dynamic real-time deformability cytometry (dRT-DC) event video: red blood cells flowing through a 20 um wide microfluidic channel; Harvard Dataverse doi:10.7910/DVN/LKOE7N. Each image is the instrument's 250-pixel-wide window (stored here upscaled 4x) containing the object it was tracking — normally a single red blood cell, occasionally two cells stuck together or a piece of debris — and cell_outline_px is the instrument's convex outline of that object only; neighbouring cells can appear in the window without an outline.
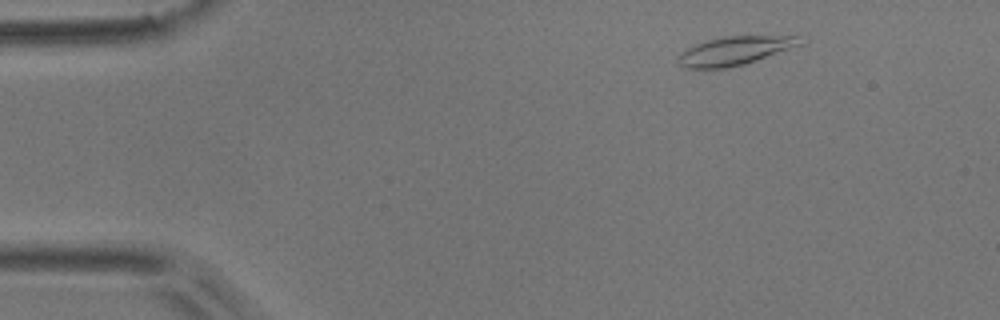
{"species": "common noctule bat (a hibernating species)", "species_latin": "Nyctalus noctula", "temperature_condition": "room temperature", "stored_images_in_passage": 4, "camera_frame_rate_fps": 3000, "um_per_image_px": 0.085, "animal": {"sex": "male", "body_mass_g": 17.9}, "frame": {"image": 1, "passage_image": 2, "time_ms": 0.333, "image_size_px": [1000, 320], "cell_outline_px": [[808, 36], [804, 44], [744, 64], [728, 68], [684, 68], [676, 60], [680, 52], [696, 44], [708, 40], [724, 36]], "centroid_in_image_um": [62.52, 4.3], "position_along_channel_um": 22.5, "area_um2": 20.46}}